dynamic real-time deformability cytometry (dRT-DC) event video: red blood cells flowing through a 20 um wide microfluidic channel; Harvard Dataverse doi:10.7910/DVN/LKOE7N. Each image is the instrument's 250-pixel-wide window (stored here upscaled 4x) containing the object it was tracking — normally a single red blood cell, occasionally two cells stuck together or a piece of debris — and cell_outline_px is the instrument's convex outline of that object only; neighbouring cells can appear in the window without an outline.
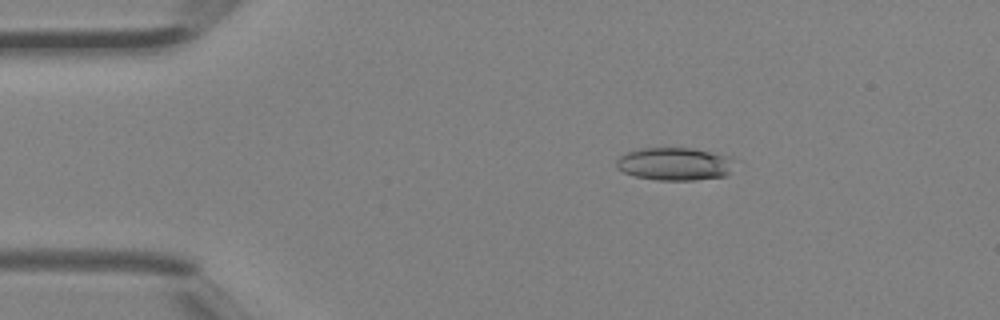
{"species": "Egyptian fruit bat (a non-hibernating species)", "species_latin": "Rousettus aegyptiacus", "temperature_condition": "room temperature", "stored_images_in_passage": 34, "camera_frame_rate_fps": 3000, "um_per_image_px": 0.085, "animal": {"sex": "female"}, "frame": {"image": 1, "passage_image": 1, "time_ms": 0.0, "image_size_px": [1000, 320], "cell_outline_px": [[732, 160], [728, 172], [724, 176], [692, 180], [656, 180], [636, 176], [624, 172], [616, 168], [616, 160], [620, 156], [628, 152], [640, 148], [692, 148], [732, 156]], "centroid_in_image_um": [57.3, 13.92], "position_along_channel_um": 27.7, "area_um2": 22.43}}
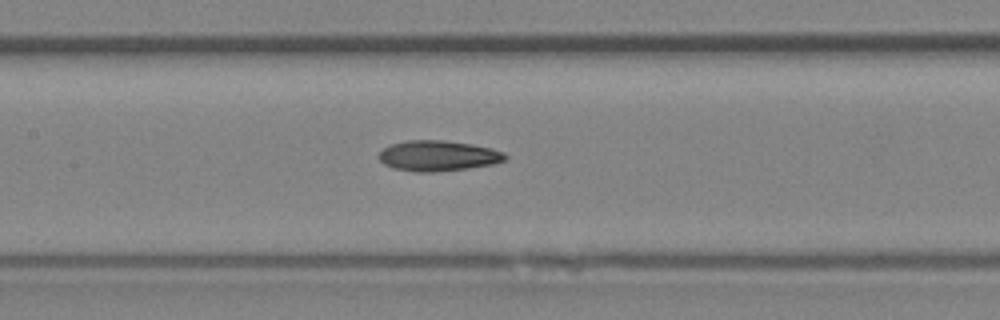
{"frame": {"image": 2, "passage_image": 13, "time_ms": 4.0, "image_size_px": [1000, 320], "cell_outline_px": [[508, 156], [504, 160], [492, 164], [468, 168], [432, 172], [416, 172], [392, 168], [384, 164], [380, 160], [380, 152], [388, 144], [404, 140], [444, 140], [472, 144], [492, 148], [504, 152]], "centroid_in_image_um": [37.22, 13.23], "position_along_channel_um": 170.2, "area_um2": 22.54}}
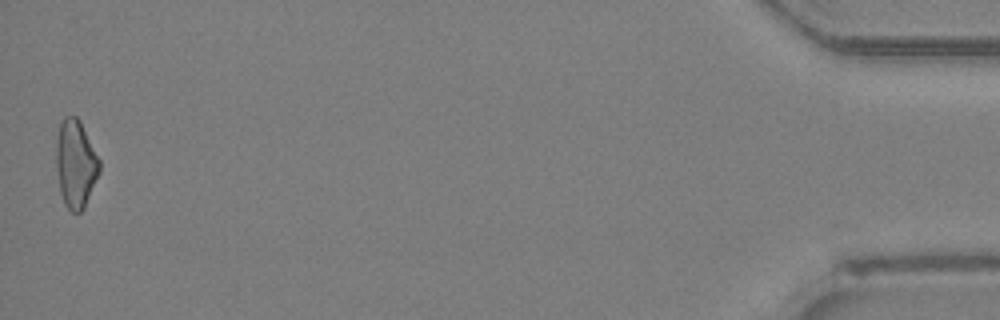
{"frame": {"image": 3, "passage_image": 34, "time_ms": 11.0, "image_size_px": [1000, 320], "cell_outline_px": [[100, 172], [84, 208], [80, 212], [72, 212], [64, 204], [60, 192], [56, 164], [56, 140], [60, 120], [64, 116], [76, 116], [80, 120], [100, 160]], "centroid_in_image_um": [6.42, 13.9], "position_along_channel_um": 428.8, "area_um2": 22.31}}